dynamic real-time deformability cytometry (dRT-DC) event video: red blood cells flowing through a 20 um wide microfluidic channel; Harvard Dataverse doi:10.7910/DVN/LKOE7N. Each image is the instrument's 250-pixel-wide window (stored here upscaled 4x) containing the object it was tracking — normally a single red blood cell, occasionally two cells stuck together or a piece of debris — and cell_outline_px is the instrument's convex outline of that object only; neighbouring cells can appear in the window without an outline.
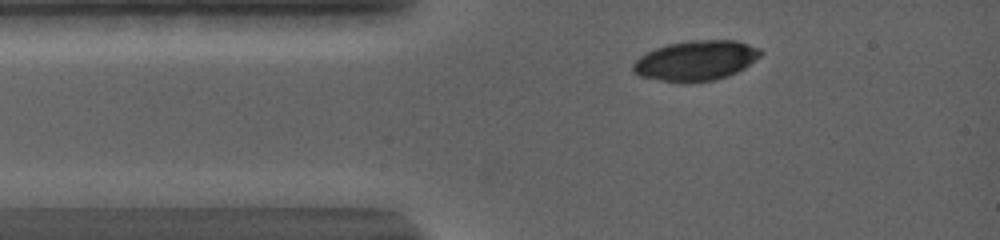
{"species": "common noctule bat (a hibernating species)", "species_latin": "Nyctalus noctula", "temperature_condition": "warm", "stored_images_in_passage": 12, "camera_frame_rate_fps": 5000, "um_per_image_px": 0.085, "animal": {"sex": "female", "body_mass_g": 19.0, "forearm_length_mm": 56.7}, "frame": {"image": 1, "passage_image": 6, "time_ms": 1.6, "image_size_px": [1000, 240], "cell_outline_px": [[764, 52], [760, 56], [744, 68], [728, 76], [716, 80], [660, 80], [640, 76], [632, 72], [632, 64], [640, 56], [656, 48], [668, 44], [688, 40], [736, 40], [760, 48]], "centroid_in_image_um": [59.17, 5.11], "position_along_channel_um": 25.8, "area_um2": 29.25}}
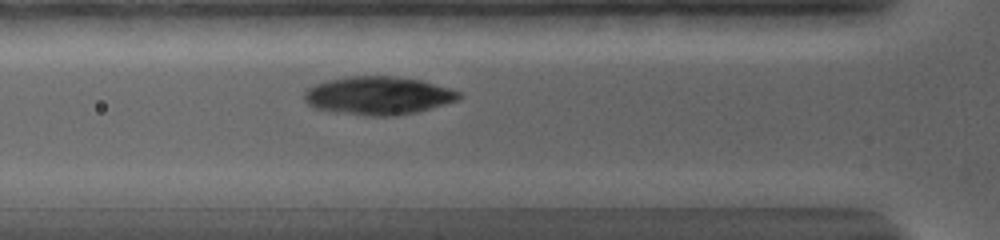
{"frame": {"image": 2, "passage_image": 12, "time_ms": 4.0, "image_size_px": [1000, 240], "cell_outline_px": [[460, 96], [456, 100], [444, 104], [416, 112], [396, 116], [372, 116], [332, 112], [312, 108], [304, 100], [304, 92], [308, 88], [316, 84], [328, 80], [352, 76], [388, 76], [420, 80], [448, 88], [460, 92]], "centroid_in_image_um": [32.08, 8.14], "position_along_channel_um": 93.7, "area_um2": 34.16}}